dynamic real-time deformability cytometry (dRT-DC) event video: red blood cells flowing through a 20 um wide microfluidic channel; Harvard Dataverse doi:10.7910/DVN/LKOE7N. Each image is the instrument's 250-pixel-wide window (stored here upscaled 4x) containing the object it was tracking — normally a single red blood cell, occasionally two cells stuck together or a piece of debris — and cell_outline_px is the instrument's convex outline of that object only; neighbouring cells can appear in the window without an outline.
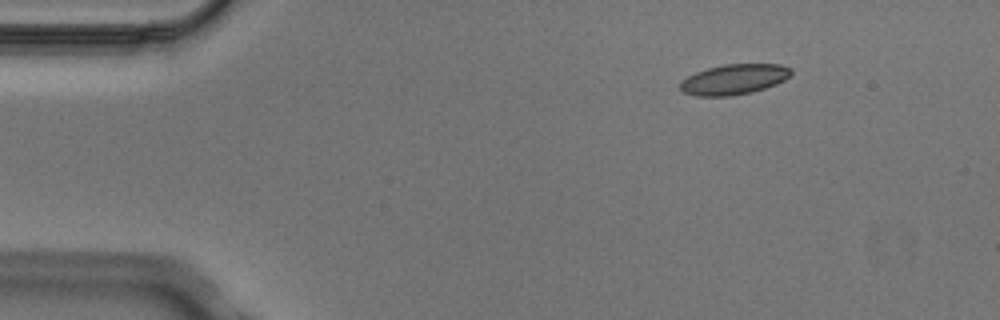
{"species": "Egyptian fruit bat (a non-hibernating species)", "species_latin": "Rousettus aegyptiacus", "temperature_condition": "cold", "stored_images_in_passage": 4, "camera_frame_rate_fps": 3000, "um_per_image_px": 0.085, "animal": {"sex": "male"}, "frame": {"image": 1, "passage_image": 1, "time_ms": 0.0, "image_size_px": [1000, 320], "cell_outline_px": [[792, 72], [784, 80], [776, 84], [752, 92], [732, 96], [696, 96], [684, 92], [680, 88], [680, 80], [696, 72], [708, 68], [724, 64], [780, 64], [792, 68]], "centroid_in_image_um": [62.38, 6.74], "position_along_channel_um": 22.6, "area_um2": 19.59}}
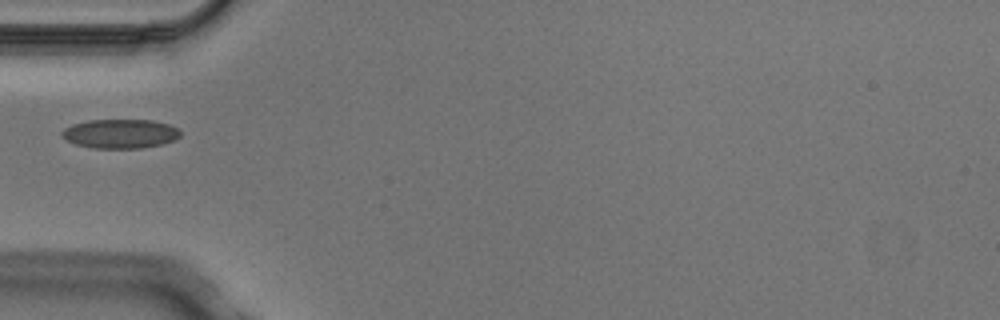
{"frame": {"image": 2, "passage_image": 4, "time_ms": 1.0, "image_size_px": [1000, 320], "cell_outline_px": [[180, 136], [172, 140], [160, 144], [140, 148], [92, 148], [76, 144], [60, 136], [60, 132], [64, 128], [72, 124], [88, 120], [152, 120], [168, 124], [180, 128]], "centroid_in_image_um": [10.19, 11.35], "position_along_channel_um": 74.8, "area_um2": 20.11}}